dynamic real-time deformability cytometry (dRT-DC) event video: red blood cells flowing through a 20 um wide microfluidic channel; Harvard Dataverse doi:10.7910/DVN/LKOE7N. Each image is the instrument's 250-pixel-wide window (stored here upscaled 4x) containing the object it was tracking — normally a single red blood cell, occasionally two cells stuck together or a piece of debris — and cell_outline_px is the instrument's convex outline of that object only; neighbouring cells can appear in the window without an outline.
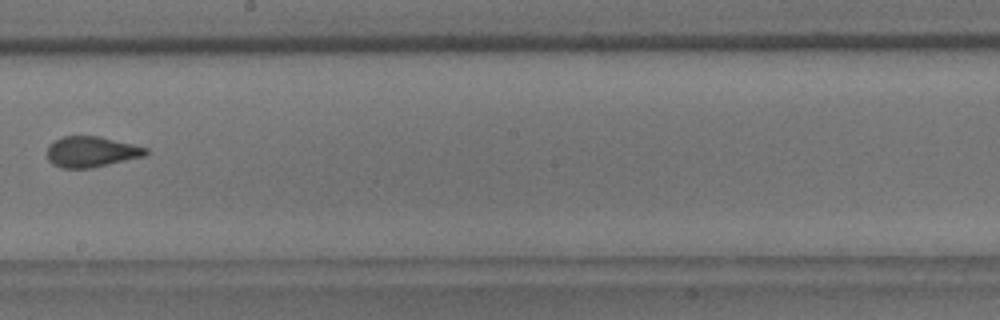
{"species": "common noctule bat (a hibernating species)", "species_latin": "Nyctalus noctula", "temperature_condition": "room temperature", "stored_images_in_passage": 10, "camera_frame_rate_fps": 3000, "um_per_image_px": 0.085, "animal": {"sex": "male", "body_mass_g": 18.8}, "frame": {"image": 1, "passage_image": 10, "time_ms": 11.0, "image_size_px": [1000, 320], "cell_outline_px": [[148, 152], [144, 156], [88, 168], [64, 168], [52, 164], [48, 160], [48, 144], [64, 136], [100, 136], [148, 148]], "centroid_in_image_um": [7.74, 12.89], "position_along_channel_um": 240.5, "area_um2": 17.4}}